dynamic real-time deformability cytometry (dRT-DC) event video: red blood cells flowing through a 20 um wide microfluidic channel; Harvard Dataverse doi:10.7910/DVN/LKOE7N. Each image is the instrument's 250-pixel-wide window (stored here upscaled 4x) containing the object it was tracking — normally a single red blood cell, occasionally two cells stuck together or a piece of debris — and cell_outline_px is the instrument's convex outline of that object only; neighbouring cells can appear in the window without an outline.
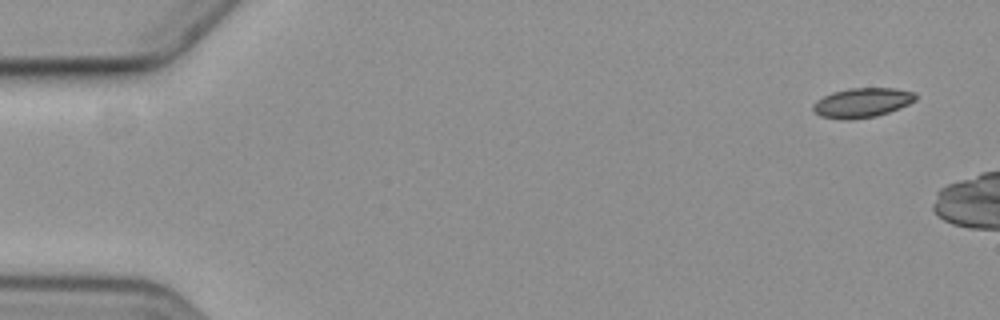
{"species": "common noctule bat (a hibernating species)", "species_latin": "Nyctalus noctula", "temperature_condition": "cold", "stored_images_in_passage": 5, "camera_frame_rate_fps": 3000, "um_per_image_px": 0.085, "animal": {"sex": "female", "body_mass_g": 19.3, "forearm_length_mm": 54.1}, "frame": {"image": 1, "passage_image": 1, "time_ms": 0.0, "image_size_px": [1000, 320], "cell_outline_px": [[916, 100], [900, 108], [876, 116], [820, 116], [812, 108], [812, 104], [816, 100], [832, 92], [848, 88], [896, 88], [916, 92]], "centroid_in_image_um": [73.35, 8.66], "position_along_channel_um": 11.7, "area_um2": 16.88}}